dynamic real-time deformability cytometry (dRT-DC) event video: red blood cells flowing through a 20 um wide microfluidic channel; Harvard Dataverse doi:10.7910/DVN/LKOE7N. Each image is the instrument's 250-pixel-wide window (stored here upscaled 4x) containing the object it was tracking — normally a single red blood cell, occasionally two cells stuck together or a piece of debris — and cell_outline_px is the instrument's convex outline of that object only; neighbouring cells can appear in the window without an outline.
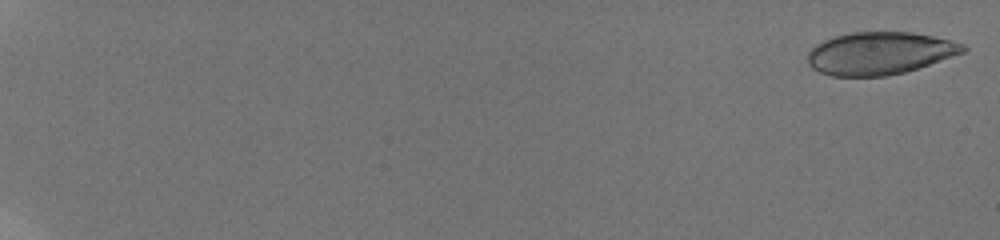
{"species": "human", "species_latin": "Homo sapiens", "temperature_condition": "room temperature", "stored_images_in_passage": 14, "camera_frame_rate_fps": 3000, "um_per_image_px": 0.085, "donor": {"sex": "male"}, "frame": {"image": 1, "passage_image": 1, "time_ms": 0.0, "image_size_px": [1000, 240], "cell_outline_px": [[968, 48], [964, 52], [904, 72], [884, 76], [832, 76], [820, 72], [812, 68], [808, 64], [808, 52], [816, 44], [832, 36], [852, 32], [912, 32], [932, 36], [964, 44]], "centroid_in_image_um": [74.73, 4.52], "position_along_channel_um": 10.3, "area_um2": 38.26}}
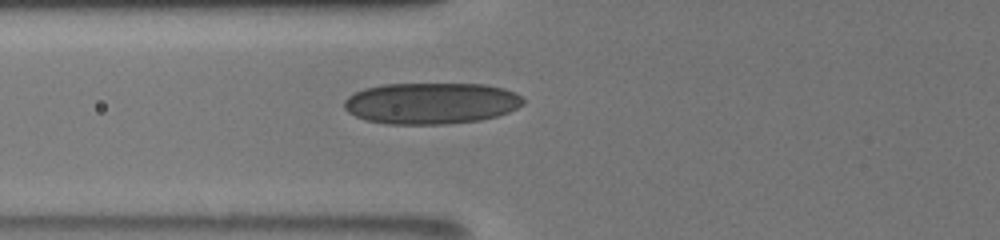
{"frame": {"image": 2, "passage_image": 11, "time_ms": 8.333, "image_size_px": [1000, 240], "cell_outline_px": [[524, 104], [508, 112], [496, 116], [480, 120], [448, 124], [388, 124], [364, 120], [348, 112], [344, 108], [344, 100], [348, 96], [364, 88], [384, 84], [484, 84], [504, 88], [516, 92], [524, 96]], "centroid_in_image_um": [36.66, 8.77], "position_along_channel_um": 89.1, "area_um2": 43.47}}
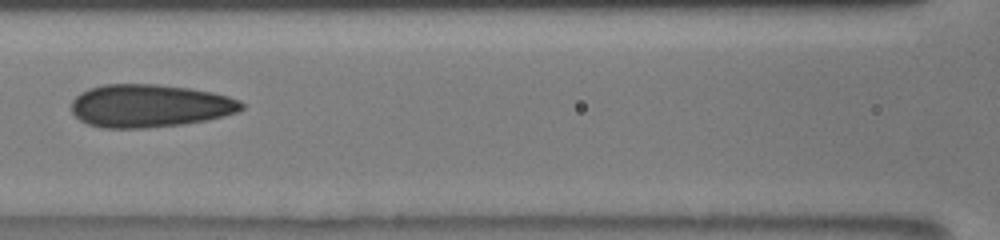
{"frame": {"image": 3, "passage_image": 13, "time_ms": 10.0, "image_size_px": [1000, 240], "cell_outline_px": [[244, 108], [236, 112], [224, 116], [208, 120], [184, 124], [148, 128], [104, 128], [88, 124], [80, 120], [72, 112], [72, 100], [80, 92], [88, 88], [104, 84], [156, 84], [188, 88], [212, 92], [228, 96], [240, 100], [244, 104]], "centroid_in_image_um": [12.72, 8.99], "position_along_channel_um": 153.9, "area_um2": 42.77}}